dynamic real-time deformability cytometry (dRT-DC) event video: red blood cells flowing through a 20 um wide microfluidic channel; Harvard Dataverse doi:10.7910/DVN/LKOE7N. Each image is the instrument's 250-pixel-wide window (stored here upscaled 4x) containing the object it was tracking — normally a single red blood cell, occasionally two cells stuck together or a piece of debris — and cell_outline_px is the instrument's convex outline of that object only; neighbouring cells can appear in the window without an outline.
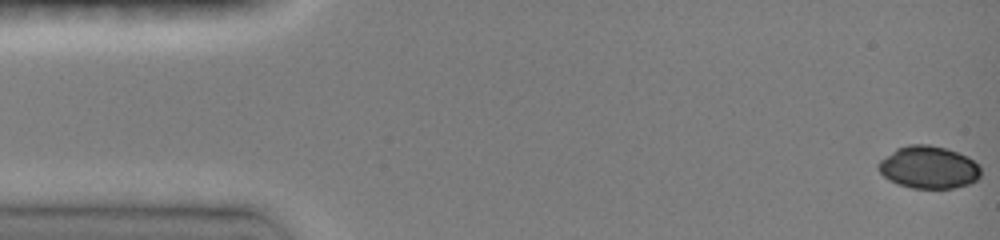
{"species": "common noctule bat (a hibernating species)", "species_latin": "Nyctalus noctula", "temperature_condition": "room temperature", "stored_images_in_passage": 11, "camera_frame_rate_fps": 3000, "um_per_image_px": 0.085, "animal": {"sex": "female", "body_mass_g": 19.0, "forearm_length_mm": 51.5}, "frame": {"image": 1, "passage_image": 1, "time_ms": 0.0, "image_size_px": [1000, 240], "cell_outline_px": [[980, 176], [976, 180], [968, 184], [952, 188], [912, 188], [888, 180], [880, 172], [876, 164], [880, 160], [896, 148], [908, 144], [928, 144], [944, 148], [968, 156], [980, 164]], "centroid_in_image_um": [78.93, 14.21], "position_along_channel_um": 6.1, "area_um2": 25.37}}
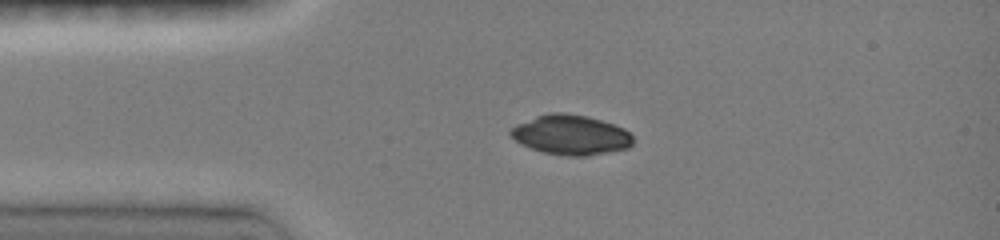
{"frame": {"image": 2, "passage_image": 10, "time_ms": 3.333, "image_size_px": [1000, 240], "cell_outline_px": [[632, 144], [628, 148], [588, 156], [568, 156], [544, 152], [520, 144], [508, 136], [508, 132], [516, 124], [536, 116], [548, 112], [564, 112], [588, 116], [624, 128], [632, 136]], "centroid_in_image_um": [48.48, 11.46], "position_along_channel_um": 36.5, "area_um2": 28.5}}